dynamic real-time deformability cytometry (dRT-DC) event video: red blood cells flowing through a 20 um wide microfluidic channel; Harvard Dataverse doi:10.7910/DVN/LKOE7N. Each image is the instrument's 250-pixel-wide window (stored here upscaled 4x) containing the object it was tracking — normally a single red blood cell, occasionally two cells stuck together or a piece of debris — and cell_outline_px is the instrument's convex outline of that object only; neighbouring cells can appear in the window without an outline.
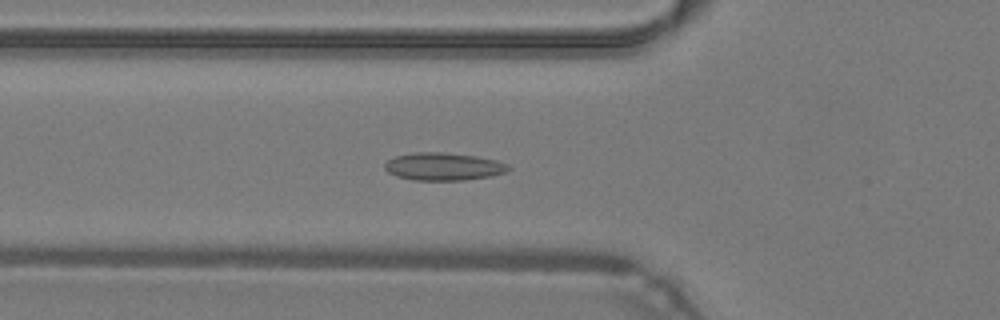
{"species": "common noctule bat (a hibernating species)", "species_latin": "Nyctalus noctula", "temperature_condition": "warm", "stored_images_in_passage": 32, "camera_frame_rate_fps": 3000, "um_per_image_px": 0.085, "animal": {"sex": "male", "body_mass_g": 19.2, "forearm_length_mm": 51.8}, "frame": {"image": 1, "passage_image": 13, "time_ms": 4.0, "image_size_px": [1000, 320], "cell_outline_px": [[512, 168], [504, 172], [492, 176], [464, 180], [416, 180], [396, 176], [388, 172], [384, 168], [384, 164], [388, 160], [396, 156], [416, 152], [440, 152], [476, 156], [496, 160], [508, 164]], "centroid_in_image_um": [37.7, 14.16], "position_along_channel_um": 88.1, "area_um2": 19.88}}
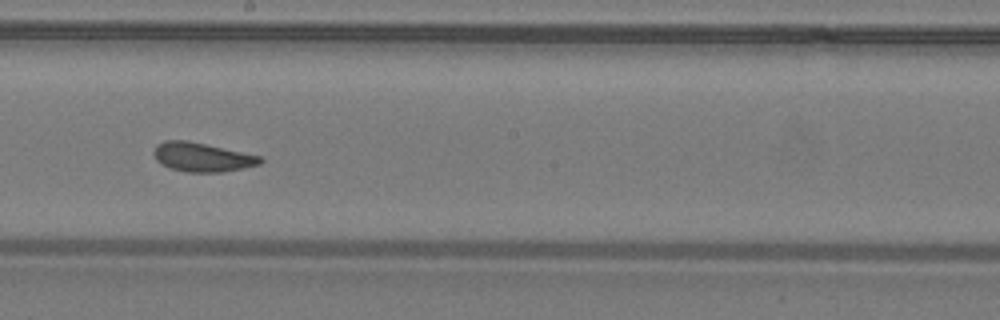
{"frame": {"image": 2, "passage_image": 23, "time_ms": 7.333, "image_size_px": [1000, 320], "cell_outline_px": [[264, 160], [260, 164], [244, 168], [224, 172], [188, 172], [172, 168], [156, 160], [152, 152], [156, 144], [164, 140], [188, 140], [260, 156]], "centroid_in_image_um": [17.17, 13.35], "position_along_channel_um": 231.0, "area_um2": 17.98}}
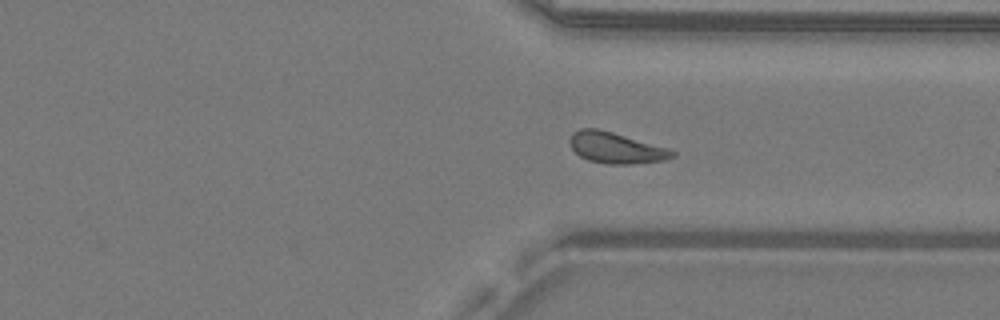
{"frame": {"image": 3, "passage_image": 32, "time_ms": 10.333, "image_size_px": [1000, 320], "cell_outline_px": [[676, 156], [664, 160], [628, 164], [608, 164], [588, 160], [580, 156], [572, 148], [568, 140], [572, 132], [580, 128], [596, 128], [612, 132], [668, 148], [676, 152]], "centroid_in_image_um": [52.33, 12.56], "position_along_channel_um": 359.1, "area_um2": 18.44}}